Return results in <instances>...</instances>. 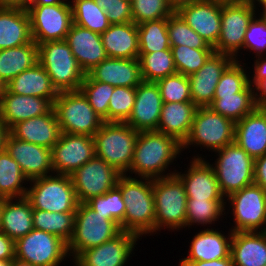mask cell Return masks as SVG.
<instances>
[{
	"mask_svg": "<svg viewBox=\"0 0 266 266\" xmlns=\"http://www.w3.org/2000/svg\"><path fill=\"white\" fill-rule=\"evenodd\" d=\"M37 47L38 63L46 70L57 91L79 90L86 74L68 43L65 40L47 41Z\"/></svg>",
	"mask_w": 266,
	"mask_h": 266,
	"instance_id": "obj_4",
	"label": "cell"
},
{
	"mask_svg": "<svg viewBox=\"0 0 266 266\" xmlns=\"http://www.w3.org/2000/svg\"><path fill=\"white\" fill-rule=\"evenodd\" d=\"M254 183L266 191V154L254 159Z\"/></svg>",
	"mask_w": 266,
	"mask_h": 266,
	"instance_id": "obj_54",
	"label": "cell"
},
{
	"mask_svg": "<svg viewBox=\"0 0 266 266\" xmlns=\"http://www.w3.org/2000/svg\"><path fill=\"white\" fill-rule=\"evenodd\" d=\"M26 198L33 209L75 212L79 204L70 175L51 174L29 181Z\"/></svg>",
	"mask_w": 266,
	"mask_h": 266,
	"instance_id": "obj_9",
	"label": "cell"
},
{
	"mask_svg": "<svg viewBox=\"0 0 266 266\" xmlns=\"http://www.w3.org/2000/svg\"><path fill=\"white\" fill-rule=\"evenodd\" d=\"M107 14L111 24L133 22L131 0H94Z\"/></svg>",
	"mask_w": 266,
	"mask_h": 266,
	"instance_id": "obj_53",
	"label": "cell"
},
{
	"mask_svg": "<svg viewBox=\"0 0 266 266\" xmlns=\"http://www.w3.org/2000/svg\"><path fill=\"white\" fill-rule=\"evenodd\" d=\"M139 53L171 48L167 30V18L147 21L137 25Z\"/></svg>",
	"mask_w": 266,
	"mask_h": 266,
	"instance_id": "obj_42",
	"label": "cell"
},
{
	"mask_svg": "<svg viewBox=\"0 0 266 266\" xmlns=\"http://www.w3.org/2000/svg\"><path fill=\"white\" fill-rule=\"evenodd\" d=\"M14 249L16 258L35 266H61V263L65 265V261L69 263L67 244L61 238L35 228L16 240Z\"/></svg>",
	"mask_w": 266,
	"mask_h": 266,
	"instance_id": "obj_12",
	"label": "cell"
},
{
	"mask_svg": "<svg viewBox=\"0 0 266 266\" xmlns=\"http://www.w3.org/2000/svg\"><path fill=\"white\" fill-rule=\"evenodd\" d=\"M94 81L114 87H137L143 82L141 65L137 59L107 57L87 73Z\"/></svg>",
	"mask_w": 266,
	"mask_h": 266,
	"instance_id": "obj_28",
	"label": "cell"
},
{
	"mask_svg": "<svg viewBox=\"0 0 266 266\" xmlns=\"http://www.w3.org/2000/svg\"><path fill=\"white\" fill-rule=\"evenodd\" d=\"M0 217H1V199H0Z\"/></svg>",
	"mask_w": 266,
	"mask_h": 266,
	"instance_id": "obj_67",
	"label": "cell"
},
{
	"mask_svg": "<svg viewBox=\"0 0 266 266\" xmlns=\"http://www.w3.org/2000/svg\"><path fill=\"white\" fill-rule=\"evenodd\" d=\"M177 73L189 76L198 71L214 49H195L188 46H171Z\"/></svg>",
	"mask_w": 266,
	"mask_h": 266,
	"instance_id": "obj_47",
	"label": "cell"
},
{
	"mask_svg": "<svg viewBox=\"0 0 266 266\" xmlns=\"http://www.w3.org/2000/svg\"><path fill=\"white\" fill-rule=\"evenodd\" d=\"M260 7V8H258ZM256 13L260 17L266 18V0H262L257 6H256Z\"/></svg>",
	"mask_w": 266,
	"mask_h": 266,
	"instance_id": "obj_61",
	"label": "cell"
},
{
	"mask_svg": "<svg viewBox=\"0 0 266 266\" xmlns=\"http://www.w3.org/2000/svg\"><path fill=\"white\" fill-rule=\"evenodd\" d=\"M11 266H35V265H32L29 262H26V261H23V260H20V259L14 257L12 259Z\"/></svg>",
	"mask_w": 266,
	"mask_h": 266,
	"instance_id": "obj_63",
	"label": "cell"
},
{
	"mask_svg": "<svg viewBox=\"0 0 266 266\" xmlns=\"http://www.w3.org/2000/svg\"><path fill=\"white\" fill-rule=\"evenodd\" d=\"M233 266H266V231L233 232Z\"/></svg>",
	"mask_w": 266,
	"mask_h": 266,
	"instance_id": "obj_31",
	"label": "cell"
},
{
	"mask_svg": "<svg viewBox=\"0 0 266 266\" xmlns=\"http://www.w3.org/2000/svg\"><path fill=\"white\" fill-rule=\"evenodd\" d=\"M60 3H70V0H27L24 8L28 10L32 6L55 5Z\"/></svg>",
	"mask_w": 266,
	"mask_h": 266,
	"instance_id": "obj_57",
	"label": "cell"
},
{
	"mask_svg": "<svg viewBox=\"0 0 266 266\" xmlns=\"http://www.w3.org/2000/svg\"><path fill=\"white\" fill-rule=\"evenodd\" d=\"M87 98L90 106L104 122H108V105L114 91V86L94 81L88 74L79 89Z\"/></svg>",
	"mask_w": 266,
	"mask_h": 266,
	"instance_id": "obj_44",
	"label": "cell"
},
{
	"mask_svg": "<svg viewBox=\"0 0 266 266\" xmlns=\"http://www.w3.org/2000/svg\"><path fill=\"white\" fill-rule=\"evenodd\" d=\"M235 143L253 159L266 154L265 106H257L235 123Z\"/></svg>",
	"mask_w": 266,
	"mask_h": 266,
	"instance_id": "obj_25",
	"label": "cell"
},
{
	"mask_svg": "<svg viewBox=\"0 0 266 266\" xmlns=\"http://www.w3.org/2000/svg\"><path fill=\"white\" fill-rule=\"evenodd\" d=\"M15 242L0 231V260H12L15 257Z\"/></svg>",
	"mask_w": 266,
	"mask_h": 266,
	"instance_id": "obj_55",
	"label": "cell"
},
{
	"mask_svg": "<svg viewBox=\"0 0 266 266\" xmlns=\"http://www.w3.org/2000/svg\"><path fill=\"white\" fill-rule=\"evenodd\" d=\"M136 87H114L108 105V122H126L132 112Z\"/></svg>",
	"mask_w": 266,
	"mask_h": 266,
	"instance_id": "obj_48",
	"label": "cell"
},
{
	"mask_svg": "<svg viewBox=\"0 0 266 266\" xmlns=\"http://www.w3.org/2000/svg\"><path fill=\"white\" fill-rule=\"evenodd\" d=\"M33 227L61 238L66 244L74 233L75 212H49L33 209Z\"/></svg>",
	"mask_w": 266,
	"mask_h": 266,
	"instance_id": "obj_39",
	"label": "cell"
},
{
	"mask_svg": "<svg viewBox=\"0 0 266 266\" xmlns=\"http://www.w3.org/2000/svg\"><path fill=\"white\" fill-rule=\"evenodd\" d=\"M235 142V122L208 107H197L188 138L182 144V151L195 147L211 152ZM202 149V150H201ZM206 149V150H205Z\"/></svg>",
	"mask_w": 266,
	"mask_h": 266,
	"instance_id": "obj_6",
	"label": "cell"
},
{
	"mask_svg": "<svg viewBox=\"0 0 266 266\" xmlns=\"http://www.w3.org/2000/svg\"><path fill=\"white\" fill-rule=\"evenodd\" d=\"M114 221L104 218L86 203H79L75 211L74 233L67 244L70 261L84 250L97 247L121 232Z\"/></svg>",
	"mask_w": 266,
	"mask_h": 266,
	"instance_id": "obj_7",
	"label": "cell"
},
{
	"mask_svg": "<svg viewBox=\"0 0 266 266\" xmlns=\"http://www.w3.org/2000/svg\"><path fill=\"white\" fill-rule=\"evenodd\" d=\"M196 0H167V3L176 11L179 7L192 3Z\"/></svg>",
	"mask_w": 266,
	"mask_h": 266,
	"instance_id": "obj_59",
	"label": "cell"
},
{
	"mask_svg": "<svg viewBox=\"0 0 266 266\" xmlns=\"http://www.w3.org/2000/svg\"><path fill=\"white\" fill-rule=\"evenodd\" d=\"M53 109L63 133L93 137L104 123L80 90L59 92Z\"/></svg>",
	"mask_w": 266,
	"mask_h": 266,
	"instance_id": "obj_10",
	"label": "cell"
},
{
	"mask_svg": "<svg viewBox=\"0 0 266 266\" xmlns=\"http://www.w3.org/2000/svg\"><path fill=\"white\" fill-rule=\"evenodd\" d=\"M163 102H192L188 76L176 73L156 82Z\"/></svg>",
	"mask_w": 266,
	"mask_h": 266,
	"instance_id": "obj_50",
	"label": "cell"
},
{
	"mask_svg": "<svg viewBox=\"0 0 266 266\" xmlns=\"http://www.w3.org/2000/svg\"><path fill=\"white\" fill-rule=\"evenodd\" d=\"M27 12L32 39L37 45L47 41L65 40L73 24L71 3L32 6Z\"/></svg>",
	"mask_w": 266,
	"mask_h": 266,
	"instance_id": "obj_14",
	"label": "cell"
},
{
	"mask_svg": "<svg viewBox=\"0 0 266 266\" xmlns=\"http://www.w3.org/2000/svg\"><path fill=\"white\" fill-rule=\"evenodd\" d=\"M153 195L155 234L166 229L171 233L186 229L187 196L181 179L176 174L153 179Z\"/></svg>",
	"mask_w": 266,
	"mask_h": 266,
	"instance_id": "obj_3",
	"label": "cell"
},
{
	"mask_svg": "<svg viewBox=\"0 0 266 266\" xmlns=\"http://www.w3.org/2000/svg\"><path fill=\"white\" fill-rule=\"evenodd\" d=\"M12 260H0V266H11Z\"/></svg>",
	"mask_w": 266,
	"mask_h": 266,
	"instance_id": "obj_66",
	"label": "cell"
},
{
	"mask_svg": "<svg viewBox=\"0 0 266 266\" xmlns=\"http://www.w3.org/2000/svg\"><path fill=\"white\" fill-rule=\"evenodd\" d=\"M196 109L193 102H163L157 131L183 144L191 131Z\"/></svg>",
	"mask_w": 266,
	"mask_h": 266,
	"instance_id": "obj_33",
	"label": "cell"
},
{
	"mask_svg": "<svg viewBox=\"0 0 266 266\" xmlns=\"http://www.w3.org/2000/svg\"><path fill=\"white\" fill-rule=\"evenodd\" d=\"M209 107L236 123L257 107L254 87L249 84L242 92L228 96H214Z\"/></svg>",
	"mask_w": 266,
	"mask_h": 266,
	"instance_id": "obj_37",
	"label": "cell"
},
{
	"mask_svg": "<svg viewBox=\"0 0 266 266\" xmlns=\"http://www.w3.org/2000/svg\"><path fill=\"white\" fill-rule=\"evenodd\" d=\"M9 135V128L0 117V152L5 150L6 139Z\"/></svg>",
	"mask_w": 266,
	"mask_h": 266,
	"instance_id": "obj_58",
	"label": "cell"
},
{
	"mask_svg": "<svg viewBox=\"0 0 266 266\" xmlns=\"http://www.w3.org/2000/svg\"><path fill=\"white\" fill-rule=\"evenodd\" d=\"M6 88L17 95L45 98L52 103L59 95L50 80V76L39 63L14 77L6 84Z\"/></svg>",
	"mask_w": 266,
	"mask_h": 266,
	"instance_id": "obj_34",
	"label": "cell"
},
{
	"mask_svg": "<svg viewBox=\"0 0 266 266\" xmlns=\"http://www.w3.org/2000/svg\"><path fill=\"white\" fill-rule=\"evenodd\" d=\"M256 14V7L246 3L222 5L221 33L214 52L229 55L238 62L244 61L242 53L245 33Z\"/></svg>",
	"mask_w": 266,
	"mask_h": 266,
	"instance_id": "obj_13",
	"label": "cell"
},
{
	"mask_svg": "<svg viewBox=\"0 0 266 266\" xmlns=\"http://www.w3.org/2000/svg\"><path fill=\"white\" fill-rule=\"evenodd\" d=\"M211 47H215L221 33L222 4L196 0L175 11Z\"/></svg>",
	"mask_w": 266,
	"mask_h": 266,
	"instance_id": "obj_20",
	"label": "cell"
},
{
	"mask_svg": "<svg viewBox=\"0 0 266 266\" xmlns=\"http://www.w3.org/2000/svg\"><path fill=\"white\" fill-rule=\"evenodd\" d=\"M38 63V47L35 41L0 50V79L7 84L21 72Z\"/></svg>",
	"mask_w": 266,
	"mask_h": 266,
	"instance_id": "obj_35",
	"label": "cell"
},
{
	"mask_svg": "<svg viewBox=\"0 0 266 266\" xmlns=\"http://www.w3.org/2000/svg\"><path fill=\"white\" fill-rule=\"evenodd\" d=\"M178 266H233V261L230 255L227 258L211 261L179 262Z\"/></svg>",
	"mask_w": 266,
	"mask_h": 266,
	"instance_id": "obj_56",
	"label": "cell"
},
{
	"mask_svg": "<svg viewBox=\"0 0 266 266\" xmlns=\"http://www.w3.org/2000/svg\"><path fill=\"white\" fill-rule=\"evenodd\" d=\"M262 0H243V3L256 7Z\"/></svg>",
	"mask_w": 266,
	"mask_h": 266,
	"instance_id": "obj_64",
	"label": "cell"
},
{
	"mask_svg": "<svg viewBox=\"0 0 266 266\" xmlns=\"http://www.w3.org/2000/svg\"><path fill=\"white\" fill-rule=\"evenodd\" d=\"M225 210L226 217L229 213L233 217L229 224L232 232L266 231V191L257 184L226 197Z\"/></svg>",
	"mask_w": 266,
	"mask_h": 266,
	"instance_id": "obj_8",
	"label": "cell"
},
{
	"mask_svg": "<svg viewBox=\"0 0 266 266\" xmlns=\"http://www.w3.org/2000/svg\"><path fill=\"white\" fill-rule=\"evenodd\" d=\"M132 18L135 24L168 18L175 11L167 0H131Z\"/></svg>",
	"mask_w": 266,
	"mask_h": 266,
	"instance_id": "obj_49",
	"label": "cell"
},
{
	"mask_svg": "<svg viewBox=\"0 0 266 266\" xmlns=\"http://www.w3.org/2000/svg\"><path fill=\"white\" fill-rule=\"evenodd\" d=\"M122 174L95 156L71 175L73 187L79 203H86L91 198L101 196L117 186Z\"/></svg>",
	"mask_w": 266,
	"mask_h": 266,
	"instance_id": "obj_15",
	"label": "cell"
},
{
	"mask_svg": "<svg viewBox=\"0 0 266 266\" xmlns=\"http://www.w3.org/2000/svg\"><path fill=\"white\" fill-rule=\"evenodd\" d=\"M163 100L156 82L143 81L136 87L135 103L126 123L136 131H157Z\"/></svg>",
	"mask_w": 266,
	"mask_h": 266,
	"instance_id": "obj_22",
	"label": "cell"
},
{
	"mask_svg": "<svg viewBox=\"0 0 266 266\" xmlns=\"http://www.w3.org/2000/svg\"><path fill=\"white\" fill-rule=\"evenodd\" d=\"M248 63L234 61L222 74L214 96H228L242 92L249 85Z\"/></svg>",
	"mask_w": 266,
	"mask_h": 266,
	"instance_id": "obj_46",
	"label": "cell"
},
{
	"mask_svg": "<svg viewBox=\"0 0 266 266\" xmlns=\"http://www.w3.org/2000/svg\"><path fill=\"white\" fill-rule=\"evenodd\" d=\"M199 153L192 154L187 170L175 172L184 184L187 200H225L210 160Z\"/></svg>",
	"mask_w": 266,
	"mask_h": 266,
	"instance_id": "obj_17",
	"label": "cell"
},
{
	"mask_svg": "<svg viewBox=\"0 0 266 266\" xmlns=\"http://www.w3.org/2000/svg\"><path fill=\"white\" fill-rule=\"evenodd\" d=\"M107 57L119 59L139 58V41L137 24H111L101 34Z\"/></svg>",
	"mask_w": 266,
	"mask_h": 266,
	"instance_id": "obj_32",
	"label": "cell"
},
{
	"mask_svg": "<svg viewBox=\"0 0 266 266\" xmlns=\"http://www.w3.org/2000/svg\"><path fill=\"white\" fill-rule=\"evenodd\" d=\"M29 180L19 164L6 152H0V199L23 198ZM27 185V186H26Z\"/></svg>",
	"mask_w": 266,
	"mask_h": 266,
	"instance_id": "obj_36",
	"label": "cell"
},
{
	"mask_svg": "<svg viewBox=\"0 0 266 266\" xmlns=\"http://www.w3.org/2000/svg\"><path fill=\"white\" fill-rule=\"evenodd\" d=\"M220 228H204L194 233L188 242V255L179 262H197L223 259L230 256L233 232L219 230Z\"/></svg>",
	"mask_w": 266,
	"mask_h": 266,
	"instance_id": "obj_23",
	"label": "cell"
},
{
	"mask_svg": "<svg viewBox=\"0 0 266 266\" xmlns=\"http://www.w3.org/2000/svg\"><path fill=\"white\" fill-rule=\"evenodd\" d=\"M225 211V200H187L186 230L192 229L194 225L196 227L200 225V228L201 226L213 228L212 226H216L217 221L220 223L224 218L227 220L224 217Z\"/></svg>",
	"mask_w": 266,
	"mask_h": 266,
	"instance_id": "obj_38",
	"label": "cell"
},
{
	"mask_svg": "<svg viewBox=\"0 0 266 266\" xmlns=\"http://www.w3.org/2000/svg\"><path fill=\"white\" fill-rule=\"evenodd\" d=\"M32 216L33 208L26 197L1 199L0 231L14 242L34 229Z\"/></svg>",
	"mask_w": 266,
	"mask_h": 266,
	"instance_id": "obj_30",
	"label": "cell"
},
{
	"mask_svg": "<svg viewBox=\"0 0 266 266\" xmlns=\"http://www.w3.org/2000/svg\"><path fill=\"white\" fill-rule=\"evenodd\" d=\"M27 0H0V5L24 6Z\"/></svg>",
	"mask_w": 266,
	"mask_h": 266,
	"instance_id": "obj_60",
	"label": "cell"
},
{
	"mask_svg": "<svg viewBox=\"0 0 266 266\" xmlns=\"http://www.w3.org/2000/svg\"><path fill=\"white\" fill-rule=\"evenodd\" d=\"M235 61L229 55L213 52L204 65L188 76L192 102L197 107H208L224 71Z\"/></svg>",
	"mask_w": 266,
	"mask_h": 266,
	"instance_id": "obj_19",
	"label": "cell"
},
{
	"mask_svg": "<svg viewBox=\"0 0 266 266\" xmlns=\"http://www.w3.org/2000/svg\"><path fill=\"white\" fill-rule=\"evenodd\" d=\"M142 240L128 231H121L113 239L81 252L71 264L73 266H127L136 245ZM73 262V263H72Z\"/></svg>",
	"mask_w": 266,
	"mask_h": 266,
	"instance_id": "obj_16",
	"label": "cell"
},
{
	"mask_svg": "<svg viewBox=\"0 0 266 266\" xmlns=\"http://www.w3.org/2000/svg\"><path fill=\"white\" fill-rule=\"evenodd\" d=\"M255 58H252L254 63L251 68H253L248 67L249 84L254 87L257 106H266V56Z\"/></svg>",
	"mask_w": 266,
	"mask_h": 266,
	"instance_id": "obj_52",
	"label": "cell"
},
{
	"mask_svg": "<svg viewBox=\"0 0 266 266\" xmlns=\"http://www.w3.org/2000/svg\"><path fill=\"white\" fill-rule=\"evenodd\" d=\"M5 89H6V84L0 79V98L2 97Z\"/></svg>",
	"mask_w": 266,
	"mask_h": 266,
	"instance_id": "obj_65",
	"label": "cell"
},
{
	"mask_svg": "<svg viewBox=\"0 0 266 266\" xmlns=\"http://www.w3.org/2000/svg\"><path fill=\"white\" fill-rule=\"evenodd\" d=\"M209 1H213L214 3H219V4H222V5L243 3V0H209Z\"/></svg>",
	"mask_w": 266,
	"mask_h": 266,
	"instance_id": "obj_62",
	"label": "cell"
},
{
	"mask_svg": "<svg viewBox=\"0 0 266 266\" xmlns=\"http://www.w3.org/2000/svg\"><path fill=\"white\" fill-rule=\"evenodd\" d=\"M86 204L104 218L114 220L119 226L124 220L126 206L117 186L104 195L91 198Z\"/></svg>",
	"mask_w": 266,
	"mask_h": 266,
	"instance_id": "obj_45",
	"label": "cell"
},
{
	"mask_svg": "<svg viewBox=\"0 0 266 266\" xmlns=\"http://www.w3.org/2000/svg\"><path fill=\"white\" fill-rule=\"evenodd\" d=\"M52 108L49 99L17 95L7 88L0 98V117L9 129L18 122L44 115Z\"/></svg>",
	"mask_w": 266,
	"mask_h": 266,
	"instance_id": "obj_26",
	"label": "cell"
},
{
	"mask_svg": "<svg viewBox=\"0 0 266 266\" xmlns=\"http://www.w3.org/2000/svg\"><path fill=\"white\" fill-rule=\"evenodd\" d=\"M31 42L30 17L24 6L0 5V50Z\"/></svg>",
	"mask_w": 266,
	"mask_h": 266,
	"instance_id": "obj_29",
	"label": "cell"
},
{
	"mask_svg": "<svg viewBox=\"0 0 266 266\" xmlns=\"http://www.w3.org/2000/svg\"><path fill=\"white\" fill-rule=\"evenodd\" d=\"M51 150L54 174L71 175L96 156L94 138L88 135L61 132Z\"/></svg>",
	"mask_w": 266,
	"mask_h": 266,
	"instance_id": "obj_18",
	"label": "cell"
},
{
	"mask_svg": "<svg viewBox=\"0 0 266 266\" xmlns=\"http://www.w3.org/2000/svg\"><path fill=\"white\" fill-rule=\"evenodd\" d=\"M255 57L266 56V18L255 15L248 24L243 42V52Z\"/></svg>",
	"mask_w": 266,
	"mask_h": 266,
	"instance_id": "obj_51",
	"label": "cell"
},
{
	"mask_svg": "<svg viewBox=\"0 0 266 266\" xmlns=\"http://www.w3.org/2000/svg\"><path fill=\"white\" fill-rule=\"evenodd\" d=\"M182 153V144L172 136L158 131L139 132L128 176L157 179L173 175L177 170L169 167L184 159Z\"/></svg>",
	"mask_w": 266,
	"mask_h": 266,
	"instance_id": "obj_1",
	"label": "cell"
},
{
	"mask_svg": "<svg viewBox=\"0 0 266 266\" xmlns=\"http://www.w3.org/2000/svg\"><path fill=\"white\" fill-rule=\"evenodd\" d=\"M117 187L126 206L121 230L134 233L141 239L148 235L155 236L153 179L124 174L119 177Z\"/></svg>",
	"mask_w": 266,
	"mask_h": 266,
	"instance_id": "obj_2",
	"label": "cell"
},
{
	"mask_svg": "<svg viewBox=\"0 0 266 266\" xmlns=\"http://www.w3.org/2000/svg\"><path fill=\"white\" fill-rule=\"evenodd\" d=\"M65 41L85 74L107 58L101 35L77 24L71 25Z\"/></svg>",
	"mask_w": 266,
	"mask_h": 266,
	"instance_id": "obj_24",
	"label": "cell"
},
{
	"mask_svg": "<svg viewBox=\"0 0 266 266\" xmlns=\"http://www.w3.org/2000/svg\"><path fill=\"white\" fill-rule=\"evenodd\" d=\"M139 61L143 81L157 82L177 73L171 48L152 53H139Z\"/></svg>",
	"mask_w": 266,
	"mask_h": 266,
	"instance_id": "obj_40",
	"label": "cell"
},
{
	"mask_svg": "<svg viewBox=\"0 0 266 266\" xmlns=\"http://www.w3.org/2000/svg\"><path fill=\"white\" fill-rule=\"evenodd\" d=\"M170 46H188L195 49H214L195 32L176 12L167 18Z\"/></svg>",
	"mask_w": 266,
	"mask_h": 266,
	"instance_id": "obj_43",
	"label": "cell"
},
{
	"mask_svg": "<svg viewBox=\"0 0 266 266\" xmlns=\"http://www.w3.org/2000/svg\"><path fill=\"white\" fill-rule=\"evenodd\" d=\"M138 134L126 122H104L93 136L96 156L128 175Z\"/></svg>",
	"mask_w": 266,
	"mask_h": 266,
	"instance_id": "obj_5",
	"label": "cell"
},
{
	"mask_svg": "<svg viewBox=\"0 0 266 266\" xmlns=\"http://www.w3.org/2000/svg\"><path fill=\"white\" fill-rule=\"evenodd\" d=\"M73 23L102 34L111 25L107 14L94 0H70Z\"/></svg>",
	"mask_w": 266,
	"mask_h": 266,
	"instance_id": "obj_41",
	"label": "cell"
},
{
	"mask_svg": "<svg viewBox=\"0 0 266 266\" xmlns=\"http://www.w3.org/2000/svg\"><path fill=\"white\" fill-rule=\"evenodd\" d=\"M9 133L22 141L52 149L61 130L54 109L48 113L14 124Z\"/></svg>",
	"mask_w": 266,
	"mask_h": 266,
	"instance_id": "obj_27",
	"label": "cell"
},
{
	"mask_svg": "<svg viewBox=\"0 0 266 266\" xmlns=\"http://www.w3.org/2000/svg\"><path fill=\"white\" fill-rule=\"evenodd\" d=\"M213 166L224 197L254 183V159L235 142L215 151Z\"/></svg>",
	"mask_w": 266,
	"mask_h": 266,
	"instance_id": "obj_11",
	"label": "cell"
},
{
	"mask_svg": "<svg viewBox=\"0 0 266 266\" xmlns=\"http://www.w3.org/2000/svg\"><path fill=\"white\" fill-rule=\"evenodd\" d=\"M5 150L19 164L29 181L54 174L52 150L49 148L19 140L9 133Z\"/></svg>",
	"mask_w": 266,
	"mask_h": 266,
	"instance_id": "obj_21",
	"label": "cell"
}]
</instances>
